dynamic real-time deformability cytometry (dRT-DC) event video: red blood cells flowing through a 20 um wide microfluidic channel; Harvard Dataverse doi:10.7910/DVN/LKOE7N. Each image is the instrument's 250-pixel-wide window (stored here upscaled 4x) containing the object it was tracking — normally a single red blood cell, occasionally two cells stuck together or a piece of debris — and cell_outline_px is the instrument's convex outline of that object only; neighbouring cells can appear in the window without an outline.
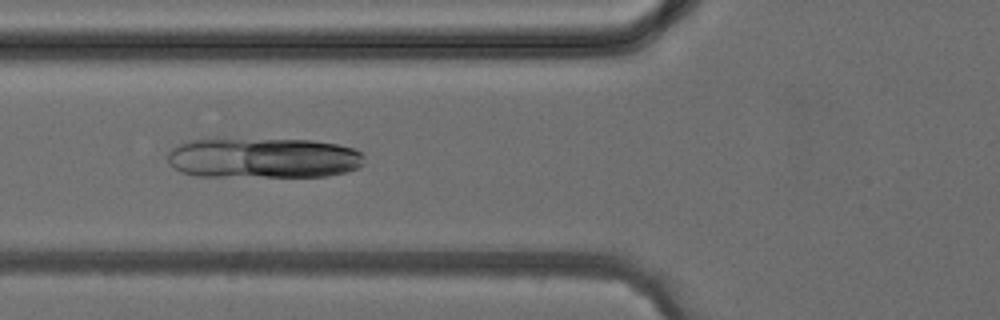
{"species": "common noctule bat (a hibernating species)", "species_latin": "Nyctalus noctula", "temperature_condition": "cold", "stored_images_in_passage": 5, "camera_frame_rate_fps": 3000, "um_per_image_px": 0.085, "animal": {"sex": "female", "body_mass_g": 24.6, "forearm_length_mm": 56.2}, "frame": {"image": 1, "passage_image": 4, "time_ms": 3.667, "image_size_px": [1000, 320], "cell_outline_px": [[364, 164], [348, 172], [328, 176], [196, 176], [180, 172], [168, 160], [168, 152], [172, 148], [188, 140], [216, 136], [312, 140], [336, 144], [352, 148], [360, 152], [364, 156]], "centroid_in_image_um": [22.34, 13.38], "position_along_channel_um": 103.5, "area_um2": 47.69}}
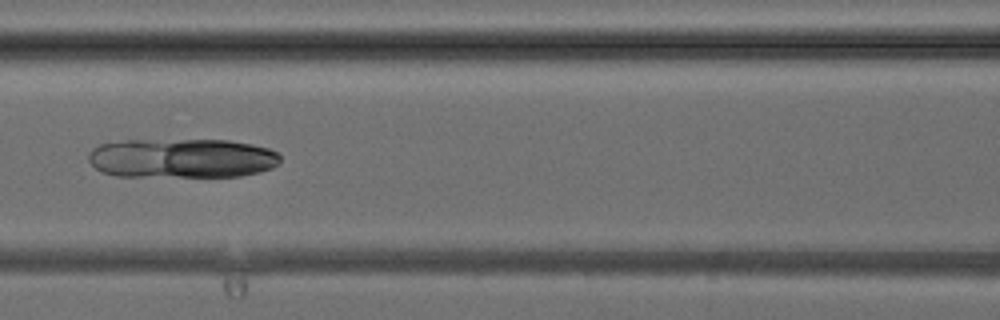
{"frame": {"image": 2, "passage_image": 5, "time_ms": 4.667, "image_size_px": [1000, 320], "cell_outline_px": [[280, 160], [272, 168], [260, 172], [240, 176], [116, 176], [100, 172], [88, 160], [88, 156], [92, 148], [100, 144], [124, 140], [228, 140], [252, 144], [268, 148], [276, 152], [280, 156]], "centroid_in_image_um": [15.44, 13.44], "position_along_channel_um": 151.2, "area_um2": 44.27}}